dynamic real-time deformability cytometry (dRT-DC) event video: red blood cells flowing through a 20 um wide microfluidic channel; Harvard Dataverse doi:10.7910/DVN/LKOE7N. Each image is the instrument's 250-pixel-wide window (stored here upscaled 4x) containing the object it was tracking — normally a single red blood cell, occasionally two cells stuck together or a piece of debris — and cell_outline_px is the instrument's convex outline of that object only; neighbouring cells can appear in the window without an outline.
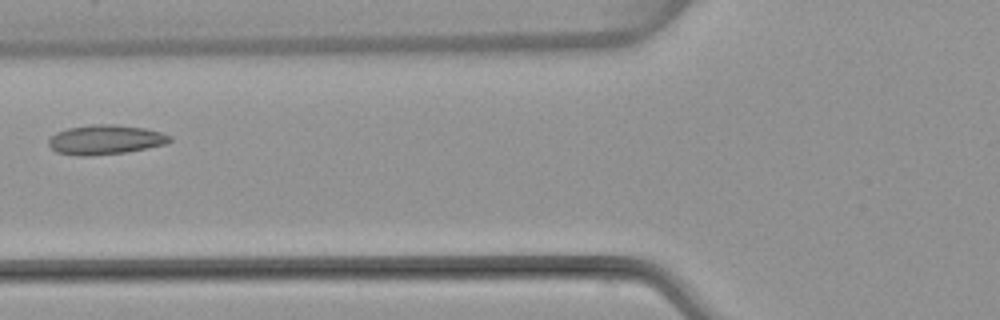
{"species": "common noctule bat (a hibernating species)", "species_latin": "Nyctalus noctula", "temperature_condition": "warm", "stored_images_in_passage": 5, "camera_frame_rate_fps": 3000, "um_per_image_px": 0.085, "animal": {"sex": "female", "body_mass_g": 22.7, "forearm_length_mm": 54.2}, "frame": {"image": 1, "passage_image": 5, "time_ms": 4.667, "image_size_px": [1000, 320], "cell_outline_px": [[172, 140], [164, 144], [124, 152], [92, 156], [80, 156], [56, 152], [48, 144], [48, 140], [56, 132], [68, 128], [92, 124], [116, 124], [144, 128], [160, 132], [172, 136]], "centroid_in_image_um": [8.93, 11.86], "position_along_channel_um": 116.9, "area_um2": 20.75}}